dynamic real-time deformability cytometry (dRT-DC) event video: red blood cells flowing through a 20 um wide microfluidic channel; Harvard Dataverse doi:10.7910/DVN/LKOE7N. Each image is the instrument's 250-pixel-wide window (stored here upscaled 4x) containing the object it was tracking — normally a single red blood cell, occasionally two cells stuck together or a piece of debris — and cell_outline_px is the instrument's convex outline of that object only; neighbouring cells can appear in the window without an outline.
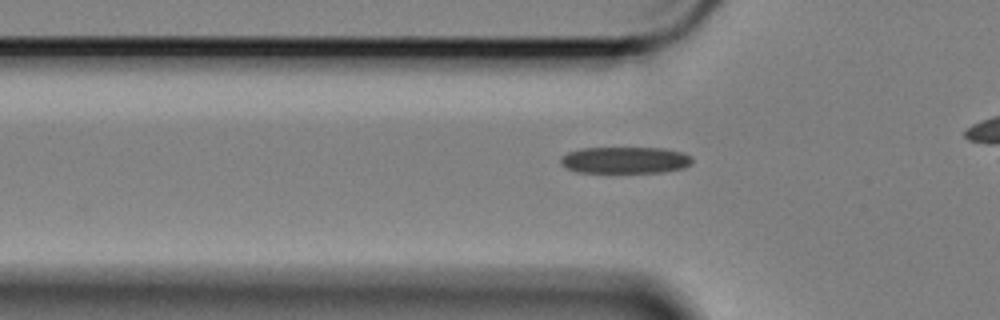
{"species": "Egyptian fruit bat (a non-hibernating species)", "species_latin": "Rousettus aegyptiacus", "temperature_condition": "cold", "stored_images_in_passage": 35, "camera_frame_rate_fps": 3000, "um_per_image_px": 0.085, "animal": {"sex": "female"}, "frame": {"image": 1, "passage_image": 3, "time_ms": 0.667, "image_size_px": [1000, 320], "cell_outline_px": [[692, 164], [684, 168], [664, 172], [576, 172], [560, 164], [560, 160], [568, 152], [584, 148], [664, 148], [684, 152], [692, 160]], "centroid_in_image_um": [53.16, 13.61], "position_along_channel_um": 72.6, "area_um2": 20.35}}
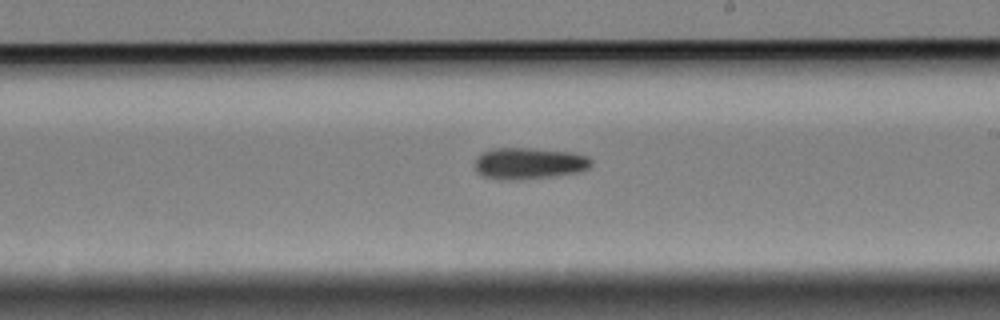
{"frame": {"image": 2, "passage_image": 18, "time_ms": 5.667, "image_size_px": [1000, 320], "cell_outline_px": [[592, 164], [588, 168], [576, 172], [556, 176], [520, 180], [500, 180], [484, 176], [476, 172], [476, 156], [480, 152], [492, 148], [532, 148], [572, 152], [588, 156], [592, 160]], "centroid_in_image_um": [44.94, 13.88], "position_along_channel_um": 244.1, "area_um2": 21.68}}
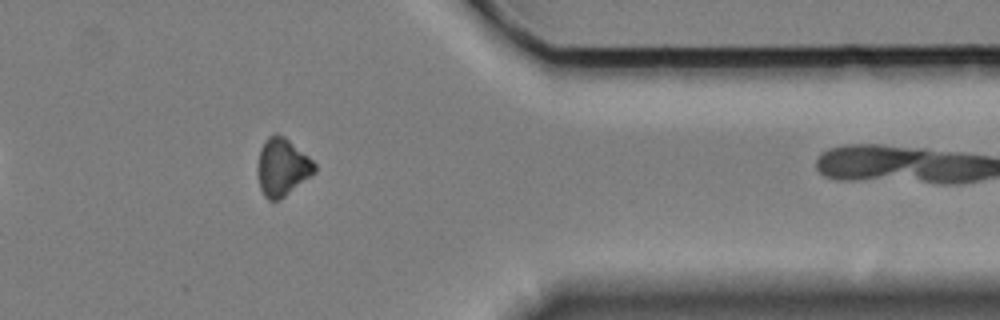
{"frame": {"image": 3, "passage_image": 32, "time_ms": 10.333, "image_size_px": [1000, 320], "cell_outline_px": [[316, 172], [280, 200], [268, 200], [264, 196], [260, 188], [256, 172], [256, 168], [260, 148], [264, 140], [268, 136], [276, 132], [284, 136], [308, 156], [316, 164]], "centroid_in_image_um": [23.96, 14.2], "position_along_channel_um": 387.4, "area_um2": 19.42}, "authors_computed_cell_mechanics": {"area_um2": 20.3456, "velocity_mm_per_s": 3.4056, "shape_relaxation_time_tau1_ms": 4.3834, "shape_relaxation_time_tau2_ms": null, "deformation_change_tau1": 0.1099, "deformation_change_tau2": null}}